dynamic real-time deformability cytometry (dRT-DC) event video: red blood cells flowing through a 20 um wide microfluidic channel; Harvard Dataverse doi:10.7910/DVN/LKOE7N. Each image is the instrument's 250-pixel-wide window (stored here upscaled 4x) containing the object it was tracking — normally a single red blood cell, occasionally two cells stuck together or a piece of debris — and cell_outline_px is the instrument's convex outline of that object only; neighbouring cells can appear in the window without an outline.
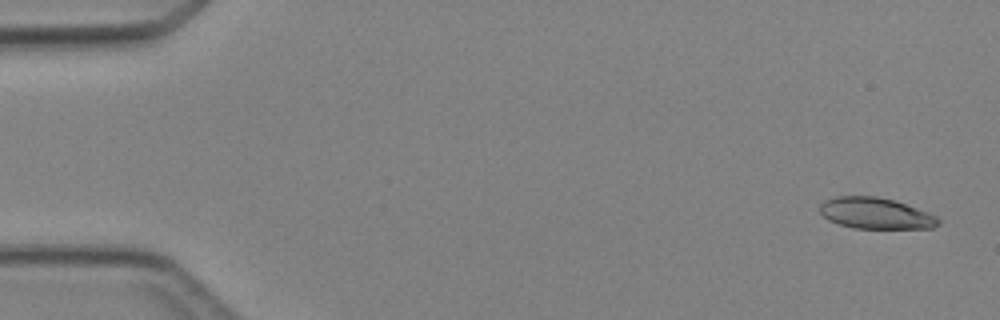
{"species": "Egyptian fruit bat (a non-hibernating species)", "species_latin": "Rousettus aegyptiacus", "temperature_condition": "cold", "stored_images_in_passage": 5, "camera_frame_rate_fps": 3000, "um_per_image_px": 0.085, "animal": {"sex": "female"}, "frame": {"image": 1, "passage_image": 1, "time_ms": 0.0, "image_size_px": [1000, 320], "cell_outline_px": [[940, 224], [932, 228], [852, 228], [828, 220], [820, 212], [820, 204], [824, 200], [836, 196], [876, 196], [896, 200], [928, 212], [936, 216], [940, 220]], "centroid_in_image_um": [74.43, 18.12], "position_along_channel_um": 10.6, "area_um2": 21.62}}
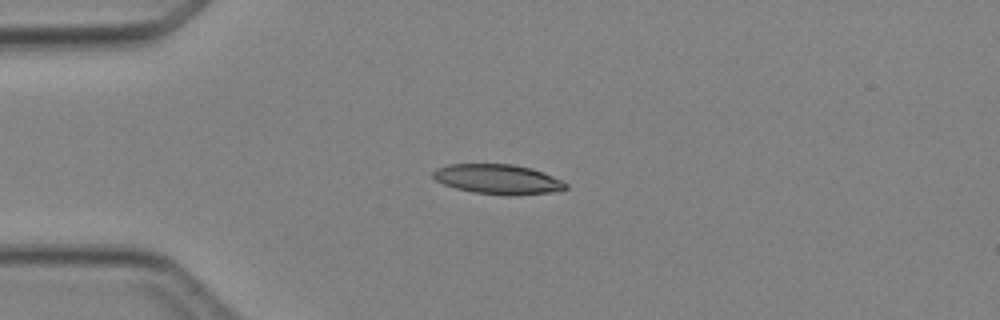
{"frame": {"image": 2, "passage_image": 4, "time_ms": 3.333, "image_size_px": [1000, 320], "cell_outline_px": [[568, 188], [552, 192], [508, 196], [472, 192], [456, 188], [444, 184], [436, 180], [432, 176], [432, 172], [436, 168], [448, 164], [512, 164], [532, 168], [552, 176], [568, 184]], "centroid_in_image_um": [42.3, 15.23], "position_along_channel_um": 42.7, "area_um2": 23.06}}
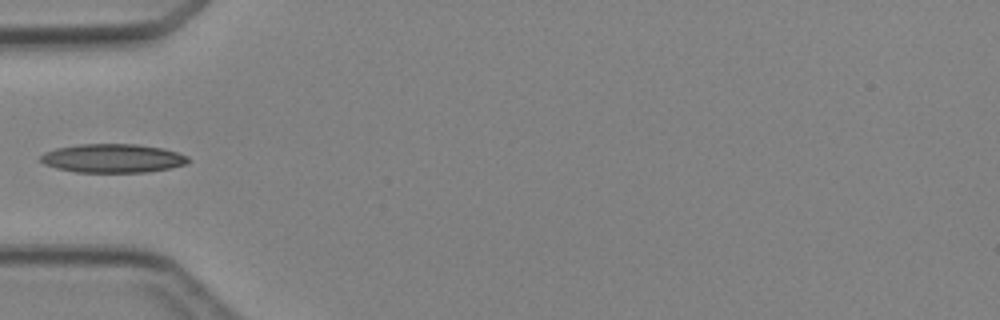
{"frame": {"image": 3, "passage_image": 5, "time_ms": 4.667, "image_size_px": [1000, 320], "cell_outline_px": [[192, 160], [184, 164], [168, 168], [144, 172], [76, 172], [56, 168], [44, 164], [40, 160], [40, 156], [44, 152], [56, 148], [76, 144], [136, 144], [164, 148], [188, 156]], "centroid_in_image_um": [9.56, 13.44], "position_along_channel_um": 75.4, "area_um2": 24.74}}